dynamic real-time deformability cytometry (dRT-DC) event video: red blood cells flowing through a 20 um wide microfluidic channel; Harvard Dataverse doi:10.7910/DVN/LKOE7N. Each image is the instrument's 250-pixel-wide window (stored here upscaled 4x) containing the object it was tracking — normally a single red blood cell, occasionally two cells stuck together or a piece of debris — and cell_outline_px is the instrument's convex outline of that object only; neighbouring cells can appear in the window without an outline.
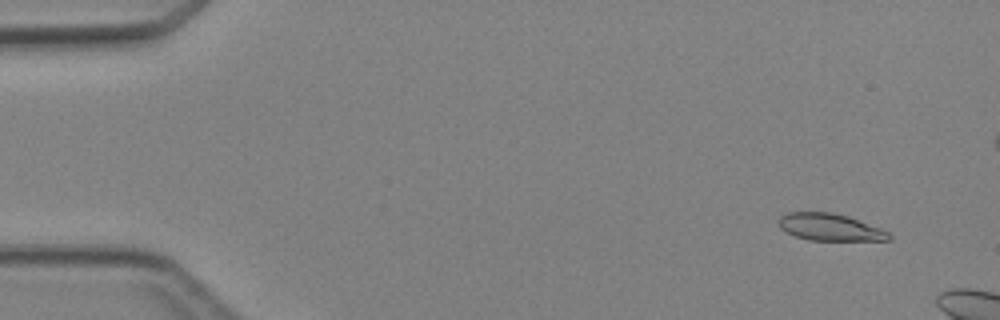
{"species": "Egyptian fruit bat (a non-hibernating species)", "species_latin": "Rousettus aegyptiacus", "temperature_condition": "cold", "stored_images_in_passage": 3, "camera_frame_rate_fps": 3000, "um_per_image_px": 0.085, "animal": {"sex": "female"}, "frame": {"image": 1, "passage_image": 1, "time_ms": 0.0, "image_size_px": [1000, 320], "cell_outline_px": [[892, 240], [808, 240], [784, 232], [780, 228], [780, 216], [788, 212], [832, 212], [848, 216], [880, 228], [888, 232], [892, 236]], "centroid_in_image_um": [70.54, 19.31], "position_along_channel_um": 14.5, "area_um2": 17.34}}